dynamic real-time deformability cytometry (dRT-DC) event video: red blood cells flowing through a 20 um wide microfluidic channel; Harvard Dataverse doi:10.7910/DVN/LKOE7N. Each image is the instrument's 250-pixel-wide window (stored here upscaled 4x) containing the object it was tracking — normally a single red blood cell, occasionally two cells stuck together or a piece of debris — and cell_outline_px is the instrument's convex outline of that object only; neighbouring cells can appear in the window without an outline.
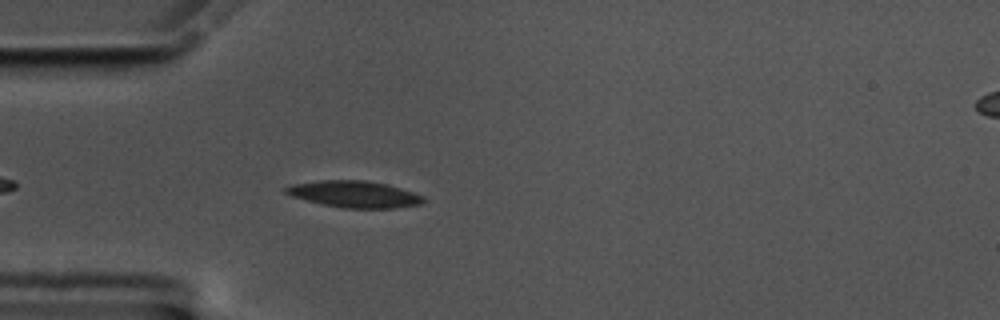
{"species": "common noctule bat (a hibernating species)", "species_latin": "Nyctalus noctula", "temperature_condition": "cold", "stored_images_in_passage": 46, "camera_frame_rate_fps": 3000, "um_per_image_px": 0.085, "animal": {"sex": "male", "body_mass_g": 17.5, "forearm_length_mm": 52.3}, "frame": {"image": 1, "passage_image": 5, "time_ms": 1.333, "image_size_px": [1000, 320], "cell_outline_px": [[424, 204], [392, 208], [344, 208], [324, 204], [292, 196], [284, 192], [284, 188], [292, 184], [320, 180], [364, 180], [384, 184], [400, 188], [424, 196]], "centroid_in_image_um": [30.13, 16.5], "position_along_channel_um": 54.9, "area_um2": 21.1}}
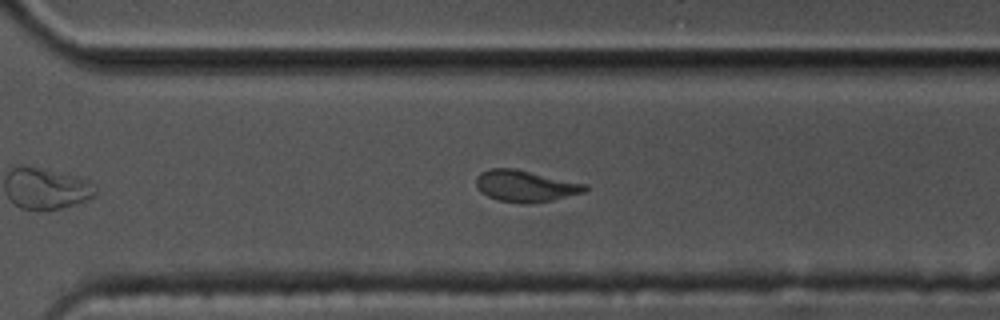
{"frame": {"image": 2, "passage_image": 29, "time_ms": 9.333, "image_size_px": [1000, 320], "cell_outline_px": [[592, 188], [584, 192], [552, 200], [528, 204], [524, 204], [500, 200], [488, 196], [476, 188], [476, 176], [480, 172], [492, 168], [512, 168], [588, 184]], "centroid_in_image_um": [44.68, 15.81], "position_along_channel_um": 325.9, "area_um2": 20.0}}
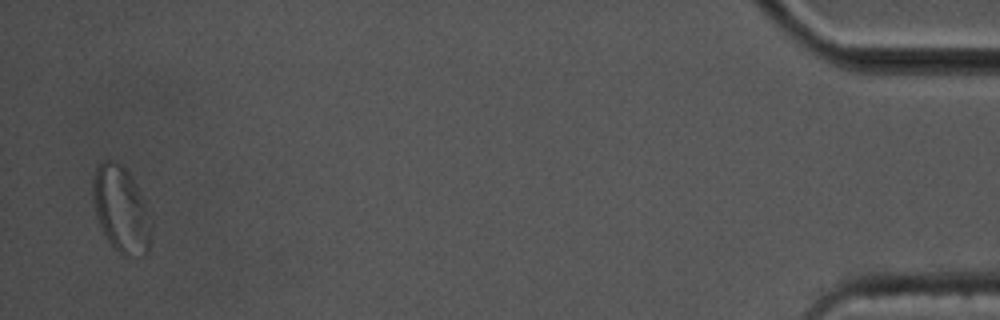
{"frame": {"image": 3, "passage_image": 45, "time_ms": 14.667, "image_size_px": [1000, 320], "cell_outline_px": [[152, 236], [148, 252], [144, 256], [140, 256], [120, 252], [108, 240], [100, 224], [96, 212], [92, 188], [92, 180], [96, 168], [104, 160], [112, 160], [120, 164], [128, 172], [136, 184], [152, 224]], "centroid_in_image_um": [10.31, 17.79], "position_along_channel_um": 424.9, "area_um2": 28.61}, "authors_computed_cell_mechanics": {"area_um2": 20.6924, "velocity_mm_per_s": 3.4655, "shape_relaxation_time_tau1_ms": 3.9383, "shape_relaxation_time_tau2_ms": 2.5747, "deformation_change_tau1": 0.1364, "deformation_change_tau2": 0.092}}